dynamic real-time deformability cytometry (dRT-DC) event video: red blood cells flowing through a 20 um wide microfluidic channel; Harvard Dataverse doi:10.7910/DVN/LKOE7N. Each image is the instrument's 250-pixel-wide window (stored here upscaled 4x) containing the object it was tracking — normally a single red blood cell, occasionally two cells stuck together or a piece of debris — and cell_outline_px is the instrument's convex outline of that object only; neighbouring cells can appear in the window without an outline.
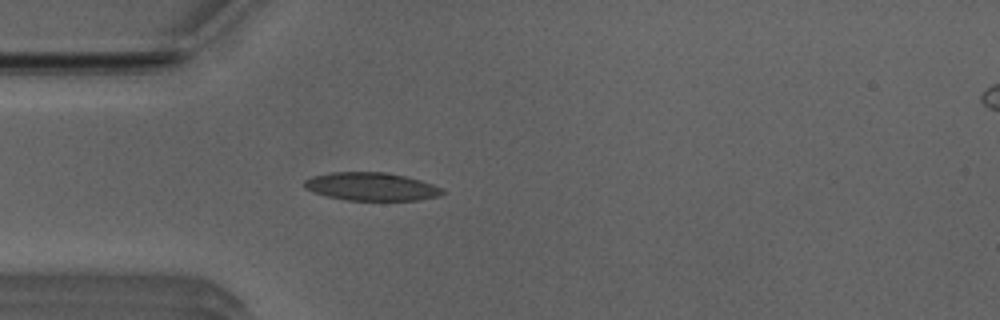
{"species": "Egyptian fruit bat (a non-hibernating species)", "species_latin": "Rousettus aegyptiacus", "temperature_condition": "room temperature", "stored_images_in_passage": 41, "camera_frame_rate_fps": 3000, "um_per_image_px": 0.085, "animal": {"sex": "male"}, "frame": {"image": 1, "passage_image": 10, "time_ms": 3.0, "image_size_px": [1000, 320], "cell_outline_px": [[444, 192], [440, 196], [420, 200], [348, 200], [328, 196], [312, 192], [304, 188], [304, 180], [312, 176], [332, 172], [384, 172], [404, 176], [420, 180], [432, 184], [440, 188]], "centroid_in_image_um": [31.54, 15.86], "position_along_channel_um": 53.5, "area_um2": 22.48}}
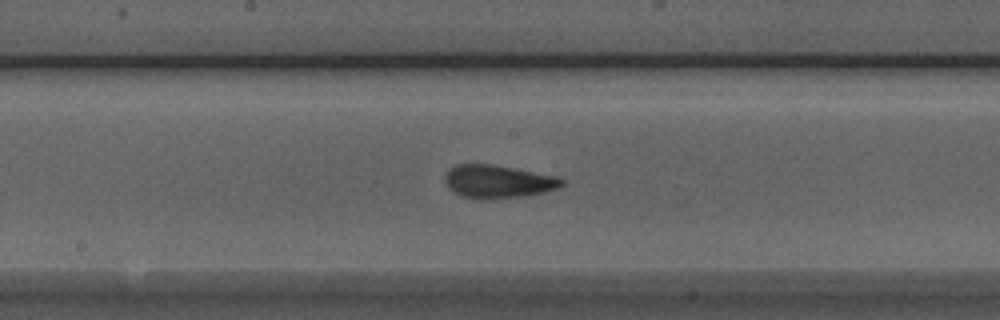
{"frame": {"image": 2, "passage_image": 22, "time_ms": 7.0, "image_size_px": [1000, 320], "cell_outline_px": [[564, 184], [560, 188], [544, 192], [524, 196], [484, 200], [480, 200], [460, 196], [452, 192], [448, 188], [444, 180], [444, 176], [456, 164], [492, 164], [556, 176], [564, 180]], "centroid_in_image_um": [42.31, 15.45], "position_along_channel_um": 205.9, "area_um2": 22.72}}
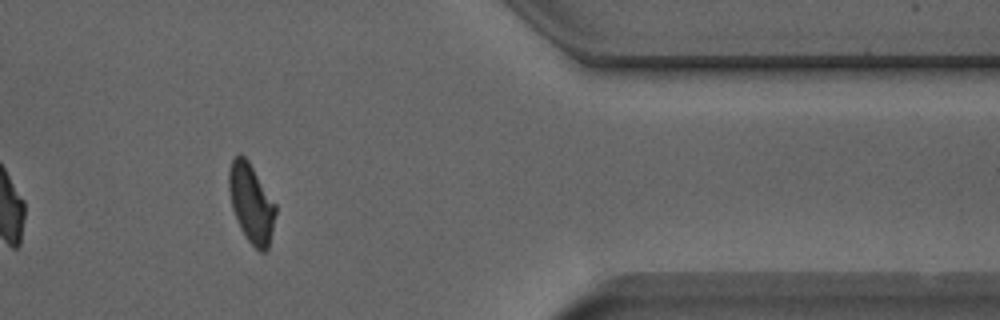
{"frame": {"image": 3, "passage_image": 38, "time_ms": 12.333, "image_size_px": [1000, 320], "cell_outline_px": [[276, 212], [268, 248], [264, 252], [260, 252], [248, 240], [240, 228], [232, 208], [228, 188], [228, 172], [232, 160], [240, 152], [248, 160], [276, 204]], "centroid_in_image_um": [21.34, 17.25], "position_along_channel_um": 390.1, "area_um2": 21.33}, "authors_computed_cell_mechanics": {"area_um2": 21.964, "velocity_mm_per_s": 3.948, "shape_relaxation_time_tau1_ms": 6.2741, "shape_relaxation_time_tau2_ms": 1.5069, "deformation_change_tau1": 0.1845, "deformation_change_tau2": 0.0803}}